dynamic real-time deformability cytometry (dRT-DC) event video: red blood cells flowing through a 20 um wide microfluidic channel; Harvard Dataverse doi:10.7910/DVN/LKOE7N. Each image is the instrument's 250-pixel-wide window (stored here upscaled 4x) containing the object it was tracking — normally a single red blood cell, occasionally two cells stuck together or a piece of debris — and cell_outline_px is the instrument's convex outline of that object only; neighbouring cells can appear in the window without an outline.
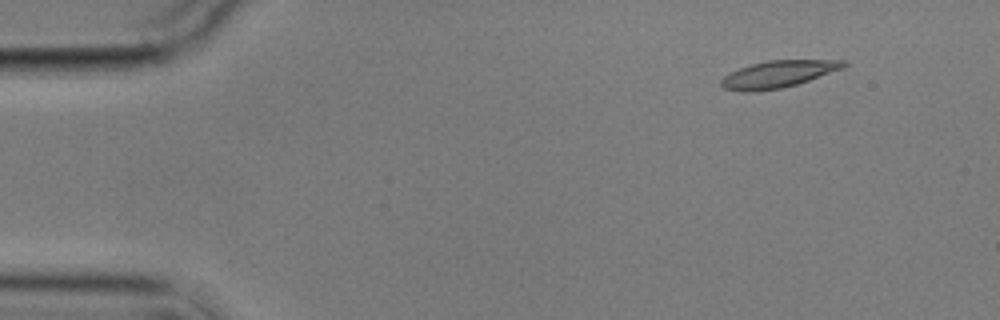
{"species": "common noctule bat (a hibernating species)", "species_latin": "Nyctalus noctula", "temperature_condition": "cold", "stored_images_in_passage": 4, "camera_frame_rate_fps": 3000, "um_per_image_px": 0.085, "animal": {"sex": "male", "body_mass_g": 17.9}, "frame": {"image": 1, "passage_image": 2, "time_ms": 1.667, "image_size_px": [1000, 320], "cell_outline_px": [[848, 64], [844, 68], [796, 84], [780, 88], [752, 92], [744, 92], [724, 88], [720, 84], [720, 80], [728, 72], [752, 64], [768, 60], [844, 60]], "centroid_in_image_um": [66.11, 6.3], "position_along_channel_um": 18.9, "area_um2": 19.13}}
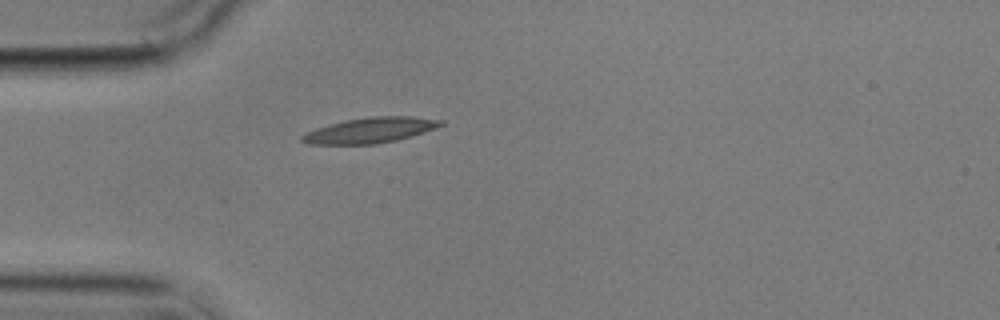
{"frame": {"image": 2, "passage_image": 4, "time_ms": 5.0, "image_size_px": [1000, 320], "cell_outline_px": [[444, 124], [436, 128], [412, 136], [396, 140], [376, 144], [308, 144], [300, 140], [300, 136], [316, 128], [328, 124], [344, 120], [368, 116], [412, 116], [444, 120]], "centroid_in_image_um": [31.48, 11.06], "position_along_channel_um": 53.5, "area_um2": 20.69}}